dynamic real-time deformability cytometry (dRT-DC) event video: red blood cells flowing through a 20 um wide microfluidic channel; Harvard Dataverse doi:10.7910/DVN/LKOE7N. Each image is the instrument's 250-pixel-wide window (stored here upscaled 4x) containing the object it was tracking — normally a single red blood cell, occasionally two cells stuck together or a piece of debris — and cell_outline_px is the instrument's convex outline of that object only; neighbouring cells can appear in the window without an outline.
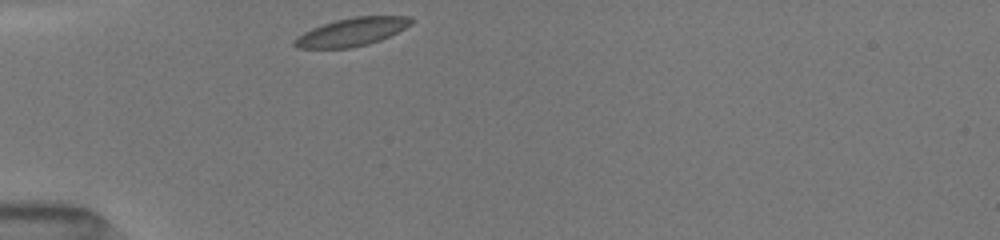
{"species": "common noctule bat (a hibernating species)", "species_latin": "Nyctalus noctula", "temperature_condition": "room temperature", "stored_images_in_passage": 1, "camera_frame_rate_fps": 3000, "um_per_image_px": 0.085, "animal": {"sex": "female", "body_mass_g": 19.5, "forearm_length_mm": 54.1}, "frame": {"image": 1, "passage_image": 1, "time_ms": 0.0, "image_size_px": [1000, 240], "cell_outline_px": [[412, 24], [380, 40], [368, 44], [348, 48], [296, 48], [292, 44], [292, 40], [296, 36], [312, 28], [336, 20], [356, 16], [408, 16], [412, 20]], "centroid_in_image_um": [29.85, 2.72], "position_along_channel_um": 55.2, "area_um2": 18.96}}